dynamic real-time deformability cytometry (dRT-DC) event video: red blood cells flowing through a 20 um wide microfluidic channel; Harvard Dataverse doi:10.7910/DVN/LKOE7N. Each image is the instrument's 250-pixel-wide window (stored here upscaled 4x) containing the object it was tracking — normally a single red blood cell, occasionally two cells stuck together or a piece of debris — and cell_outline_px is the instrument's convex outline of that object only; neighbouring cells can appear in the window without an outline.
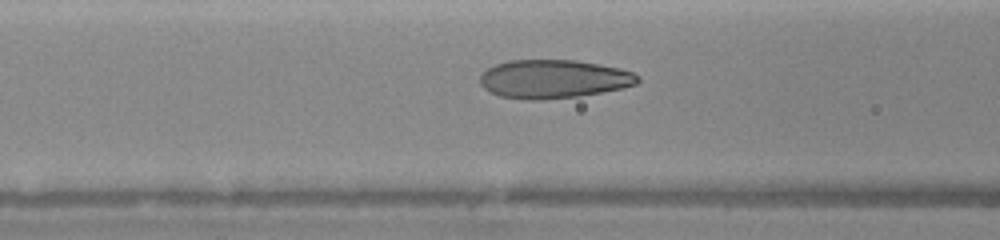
{"species": "human", "species_latin": "Homo sapiens", "temperature_condition": "warm", "stored_images_in_passage": 16, "camera_frame_rate_fps": 3000, "um_per_image_px": 0.085, "donor": {"sex": "female"}, "frame": {"image": 1, "passage_image": 7, "time_ms": 2.0, "image_size_px": [1000, 240], "cell_outline_px": [[640, 80], [636, 84], [624, 88], [580, 96], [540, 100], [524, 100], [500, 96], [484, 88], [480, 84], [480, 76], [488, 68], [496, 64], [508, 60], [576, 60], [620, 68], [632, 72], [640, 76]], "centroid_in_image_um": [47.07, 6.72], "position_along_channel_um": 119.5, "area_um2": 35.55}}
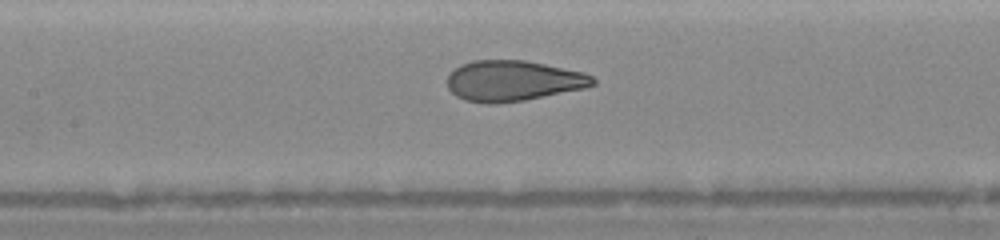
{"frame": {"image": 2, "passage_image": 12, "time_ms": 3.0, "image_size_px": [1000, 240], "cell_outline_px": [[596, 84], [584, 88], [524, 100], [496, 104], [484, 104], [464, 100], [456, 96], [448, 88], [448, 72], [460, 64], [472, 60], [524, 60], [584, 72], [592, 76], [596, 80]], "centroid_in_image_um": [43.57, 6.87], "position_along_channel_um": 163.8, "area_um2": 34.62}}